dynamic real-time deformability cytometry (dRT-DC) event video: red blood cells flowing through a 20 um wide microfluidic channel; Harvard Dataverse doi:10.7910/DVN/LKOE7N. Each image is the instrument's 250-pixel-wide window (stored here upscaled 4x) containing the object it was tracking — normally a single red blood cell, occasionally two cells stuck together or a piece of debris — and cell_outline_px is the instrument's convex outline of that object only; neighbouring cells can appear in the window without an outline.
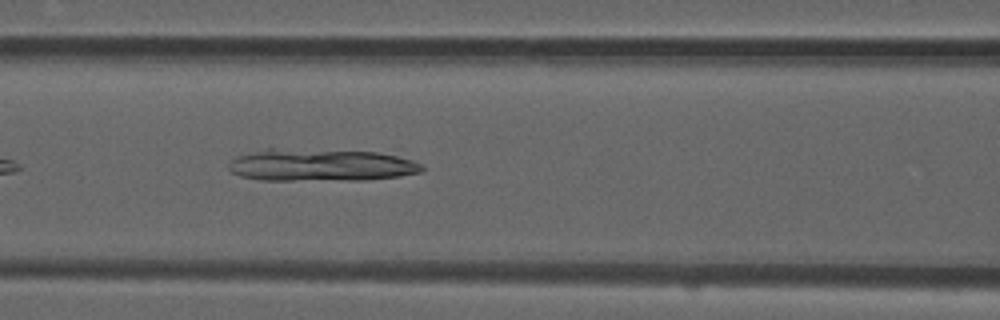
{"species": "common noctule bat (a hibernating species)", "species_latin": "Nyctalus noctula", "temperature_condition": "room temperature", "stored_images_in_passage": 11, "camera_frame_rate_fps": 3000, "um_per_image_px": 0.085, "animal": {"sex": "male", "forearm_length_mm": 52.5}, "frame": {"image": 1, "passage_image": 8, "time_ms": 2.333, "image_size_px": [1000, 320], "cell_outline_px": [[424, 168], [420, 172], [400, 176], [364, 180], [260, 180], [240, 176], [232, 172], [228, 168], [228, 164], [236, 156], [268, 148], [272, 148], [376, 152], [396, 156], [412, 160], [420, 164]], "centroid_in_image_um": [27.23, 14.04], "position_along_channel_um": 139.4, "area_um2": 36.24}}